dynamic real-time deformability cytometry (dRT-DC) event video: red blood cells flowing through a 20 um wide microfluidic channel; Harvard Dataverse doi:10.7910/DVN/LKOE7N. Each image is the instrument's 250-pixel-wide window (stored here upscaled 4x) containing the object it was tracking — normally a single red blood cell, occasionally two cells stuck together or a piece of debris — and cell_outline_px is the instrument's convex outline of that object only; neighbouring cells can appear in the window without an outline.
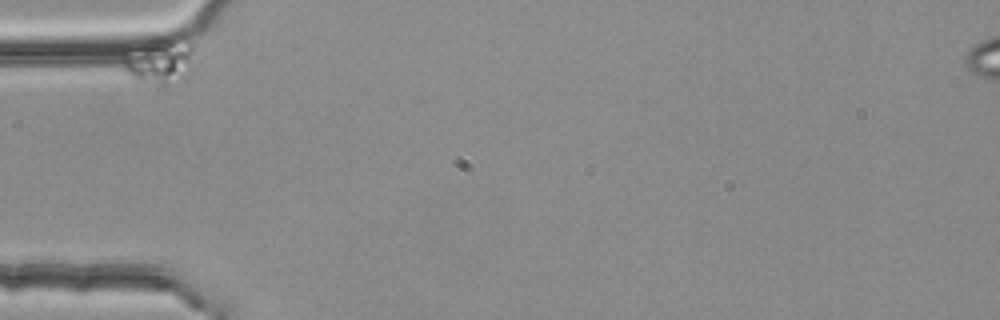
{"species": "common noctule bat (a hibernating species)", "species_latin": "Nyctalus noctula", "temperature_condition": "room temperature", "stored_images_in_passage": 42, "camera_frame_rate_fps": 3000, "um_per_image_px": 0.085, "animal": {"sex": "female", "body_mass_g": 25.1}, "frame": {"image": 1, "passage_image": 1, "time_ms": 0.0, "image_size_px": [1000, 320], "cell_outline_px": [[192, 72], [184, 80], [164, 84], [136, 80], [124, 68], [124, 56], [148, 44], [180, 36], [188, 36], [192, 40]], "centroid_in_image_um": [13.74, 5.2], "position_along_channel_um": 71.3, "area_um2": 18.15}}
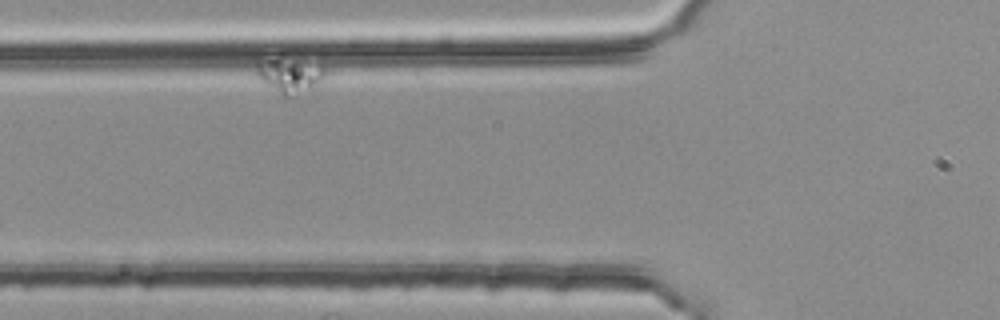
{"frame": {"image": 2, "passage_image": 7, "time_ms": 2.0, "image_size_px": [1000, 320], "cell_outline_px": [[324, 76], [316, 84], [288, 96], [284, 96], [256, 76], [256, 56], [292, 48], [296, 48], [324, 68]], "centroid_in_image_um": [24.52, 6.03], "position_along_channel_um": 101.3, "area_um2": 16.36}}
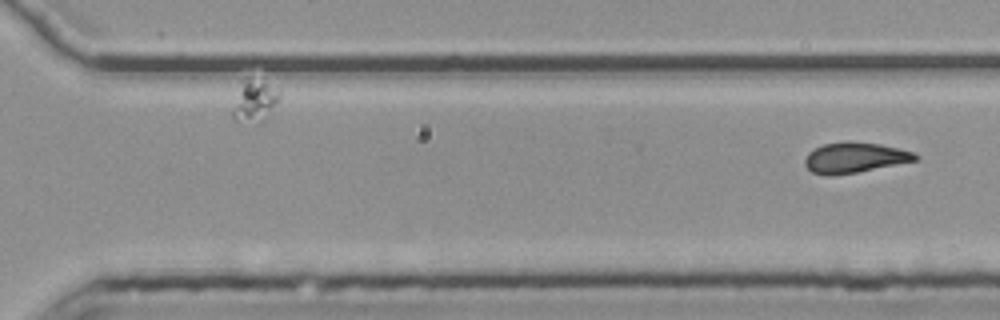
{"frame": {"image": 3, "passage_image": 42, "time_ms": 13.667, "image_size_px": [1000, 320], "cell_outline_px": [[920, 156], [916, 160], [836, 176], [824, 176], [812, 172], [804, 164], [804, 160], [808, 152], [824, 144], [844, 140], [848, 140], [880, 144], [900, 148], [912, 152]], "centroid_in_image_um": [72.6, 13.39], "position_along_channel_um": 298.0, "area_um2": 19.71}}